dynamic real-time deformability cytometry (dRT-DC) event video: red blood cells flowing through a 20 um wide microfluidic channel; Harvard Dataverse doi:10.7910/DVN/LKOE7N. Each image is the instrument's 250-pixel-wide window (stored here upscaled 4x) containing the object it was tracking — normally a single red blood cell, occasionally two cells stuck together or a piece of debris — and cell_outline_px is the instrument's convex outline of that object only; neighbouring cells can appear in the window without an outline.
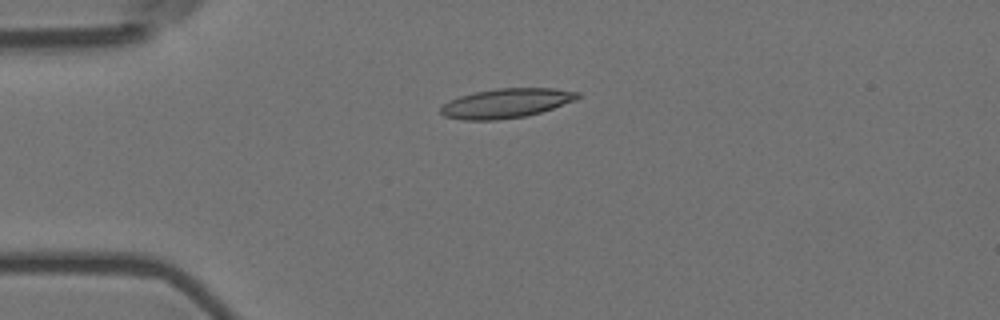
{"species": "Egyptian fruit bat (a non-hibernating species)", "species_latin": "Rousettus aegyptiacus", "temperature_condition": "room temperature", "stored_images_in_passage": 3, "camera_frame_rate_fps": 3000, "um_per_image_px": 0.085, "animal": {"sex": "female"}, "frame": {"image": 1, "passage_image": 1, "time_ms": 0.0, "image_size_px": [1000, 320], "cell_outline_px": [[580, 96], [576, 100], [528, 116], [496, 120], [464, 120], [444, 116], [440, 112], [440, 108], [448, 100], [460, 96], [476, 92], [496, 88], [552, 88], [580, 92]], "centroid_in_image_um": [43.02, 8.77], "position_along_channel_um": 42.0, "area_um2": 23.47}}
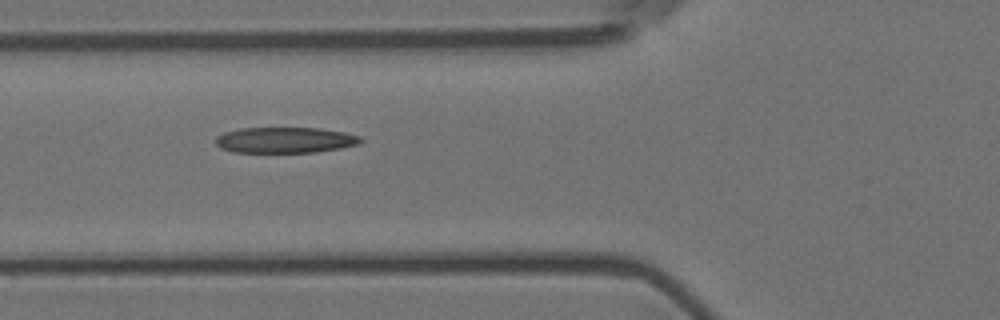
{"frame": {"image": 2, "passage_image": 3, "time_ms": 0.667, "image_size_px": [1000, 320], "cell_outline_px": [[364, 140], [360, 144], [340, 148], [316, 152], [232, 152], [220, 148], [216, 144], [216, 136], [224, 132], [240, 128], [320, 128], [344, 132], [360, 136]], "centroid_in_image_um": [24.24, 11.9], "position_along_channel_um": 101.6, "area_um2": 21.91}}